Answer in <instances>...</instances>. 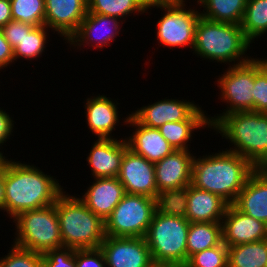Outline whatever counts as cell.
<instances>
[{"mask_svg":"<svg viewBox=\"0 0 267 267\" xmlns=\"http://www.w3.org/2000/svg\"><path fill=\"white\" fill-rule=\"evenodd\" d=\"M85 100L83 108H85V122L90 129L89 132H92V135L94 134L97 138L115 139L116 126L120 124L126 127L130 113L126 114L127 117L121 118L122 114L120 115L118 110L120 103L114 98L107 97V95L97 94L87 97ZM120 119L123 122H120Z\"/></svg>","mask_w":267,"mask_h":267,"instance_id":"obj_15","label":"cell"},{"mask_svg":"<svg viewBox=\"0 0 267 267\" xmlns=\"http://www.w3.org/2000/svg\"><path fill=\"white\" fill-rule=\"evenodd\" d=\"M221 242V222L190 223L187 235V261L195 253L208 248H213Z\"/></svg>","mask_w":267,"mask_h":267,"instance_id":"obj_26","label":"cell"},{"mask_svg":"<svg viewBox=\"0 0 267 267\" xmlns=\"http://www.w3.org/2000/svg\"><path fill=\"white\" fill-rule=\"evenodd\" d=\"M184 267H228V246L219 245L192 255Z\"/></svg>","mask_w":267,"mask_h":267,"instance_id":"obj_33","label":"cell"},{"mask_svg":"<svg viewBox=\"0 0 267 267\" xmlns=\"http://www.w3.org/2000/svg\"><path fill=\"white\" fill-rule=\"evenodd\" d=\"M88 150L86 161L93 178L117 177L125 151L129 148L125 138H96Z\"/></svg>","mask_w":267,"mask_h":267,"instance_id":"obj_18","label":"cell"},{"mask_svg":"<svg viewBox=\"0 0 267 267\" xmlns=\"http://www.w3.org/2000/svg\"><path fill=\"white\" fill-rule=\"evenodd\" d=\"M126 127H131L133 131L130 136L125 135L129 149L148 161L156 163L174 151L159 129L141 125L131 115Z\"/></svg>","mask_w":267,"mask_h":267,"instance_id":"obj_20","label":"cell"},{"mask_svg":"<svg viewBox=\"0 0 267 267\" xmlns=\"http://www.w3.org/2000/svg\"><path fill=\"white\" fill-rule=\"evenodd\" d=\"M256 168L235 152L221 149L196 156L192 165L191 185L222 197L233 204Z\"/></svg>","mask_w":267,"mask_h":267,"instance_id":"obj_2","label":"cell"},{"mask_svg":"<svg viewBox=\"0 0 267 267\" xmlns=\"http://www.w3.org/2000/svg\"><path fill=\"white\" fill-rule=\"evenodd\" d=\"M233 205L267 224V168L256 169L249 176Z\"/></svg>","mask_w":267,"mask_h":267,"instance_id":"obj_22","label":"cell"},{"mask_svg":"<svg viewBox=\"0 0 267 267\" xmlns=\"http://www.w3.org/2000/svg\"><path fill=\"white\" fill-rule=\"evenodd\" d=\"M35 26L19 21H9L1 28L4 37L14 49L18 43L28 34Z\"/></svg>","mask_w":267,"mask_h":267,"instance_id":"obj_38","label":"cell"},{"mask_svg":"<svg viewBox=\"0 0 267 267\" xmlns=\"http://www.w3.org/2000/svg\"><path fill=\"white\" fill-rule=\"evenodd\" d=\"M123 23V20L116 17L87 12L78 30L66 43L70 48L79 51L81 47L84 49L87 46L94 50H103L119 37Z\"/></svg>","mask_w":267,"mask_h":267,"instance_id":"obj_11","label":"cell"},{"mask_svg":"<svg viewBox=\"0 0 267 267\" xmlns=\"http://www.w3.org/2000/svg\"><path fill=\"white\" fill-rule=\"evenodd\" d=\"M3 154H6V153H4L2 151V149L0 148V170L4 169L7 161L10 159V158L7 157V154H6V156L3 155Z\"/></svg>","mask_w":267,"mask_h":267,"instance_id":"obj_43","label":"cell"},{"mask_svg":"<svg viewBox=\"0 0 267 267\" xmlns=\"http://www.w3.org/2000/svg\"><path fill=\"white\" fill-rule=\"evenodd\" d=\"M63 247L99 248L106 237L105 222L95 215L78 197L64 191L56 200Z\"/></svg>","mask_w":267,"mask_h":267,"instance_id":"obj_5","label":"cell"},{"mask_svg":"<svg viewBox=\"0 0 267 267\" xmlns=\"http://www.w3.org/2000/svg\"><path fill=\"white\" fill-rule=\"evenodd\" d=\"M15 234L12 244L45 254L63 247L56 205L24 211L12 220Z\"/></svg>","mask_w":267,"mask_h":267,"instance_id":"obj_7","label":"cell"},{"mask_svg":"<svg viewBox=\"0 0 267 267\" xmlns=\"http://www.w3.org/2000/svg\"><path fill=\"white\" fill-rule=\"evenodd\" d=\"M254 112L267 113V57L254 58Z\"/></svg>","mask_w":267,"mask_h":267,"instance_id":"obj_34","label":"cell"},{"mask_svg":"<svg viewBox=\"0 0 267 267\" xmlns=\"http://www.w3.org/2000/svg\"><path fill=\"white\" fill-rule=\"evenodd\" d=\"M106 267H152L154 265L145 237L106 236L100 245Z\"/></svg>","mask_w":267,"mask_h":267,"instance_id":"obj_12","label":"cell"},{"mask_svg":"<svg viewBox=\"0 0 267 267\" xmlns=\"http://www.w3.org/2000/svg\"><path fill=\"white\" fill-rule=\"evenodd\" d=\"M250 44L241 25L214 22L200 16L195 29L192 53L206 62L208 60L217 64H228L230 67L246 63L252 58L247 53L252 49L253 45Z\"/></svg>","mask_w":267,"mask_h":267,"instance_id":"obj_4","label":"cell"},{"mask_svg":"<svg viewBox=\"0 0 267 267\" xmlns=\"http://www.w3.org/2000/svg\"><path fill=\"white\" fill-rule=\"evenodd\" d=\"M12 115L9 114V112H6L0 107V148L4 149V146L6 145L7 141L11 139V136L13 134V129L15 128V121Z\"/></svg>","mask_w":267,"mask_h":267,"instance_id":"obj_39","label":"cell"},{"mask_svg":"<svg viewBox=\"0 0 267 267\" xmlns=\"http://www.w3.org/2000/svg\"><path fill=\"white\" fill-rule=\"evenodd\" d=\"M42 267H76L75 250L61 247L42 254Z\"/></svg>","mask_w":267,"mask_h":267,"instance_id":"obj_36","label":"cell"},{"mask_svg":"<svg viewBox=\"0 0 267 267\" xmlns=\"http://www.w3.org/2000/svg\"><path fill=\"white\" fill-rule=\"evenodd\" d=\"M188 1L155 3L147 5L146 13L152 9H161V17L156 22L155 37L158 46L175 48H189L192 52L195 42V29L200 18L199 8L186 5ZM188 8H187V7ZM192 8V9H191ZM195 8V9H194ZM198 8V10H197Z\"/></svg>","mask_w":267,"mask_h":267,"instance_id":"obj_8","label":"cell"},{"mask_svg":"<svg viewBox=\"0 0 267 267\" xmlns=\"http://www.w3.org/2000/svg\"><path fill=\"white\" fill-rule=\"evenodd\" d=\"M211 130L227 140L226 150L244 157L256 169L267 168V113L245 111L223 115Z\"/></svg>","mask_w":267,"mask_h":267,"instance_id":"obj_3","label":"cell"},{"mask_svg":"<svg viewBox=\"0 0 267 267\" xmlns=\"http://www.w3.org/2000/svg\"><path fill=\"white\" fill-rule=\"evenodd\" d=\"M75 259L76 267H106L105 257L100 247L75 250Z\"/></svg>","mask_w":267,"mask_h":267,"instance_id":"obj_37","label":"cell"},{"mask_svg":"<svg viewBox=\"0 0 267 267\" xmlns=\"http://www.w3.org/2000/svg\"><path fill=\"white\" fill-rule=\"evenodd\" d=\"M229 203L217 194L188 186L186 219L195 222H222Z\"/></svg>","mask_w":267,"mask_h":267,"instance_id":"obj_23","label":"cell"},{"mask_svg":"<svg viewBox=\"0 0 267 267\" xmlns=\"http://www.w3.org/2000/svg\"><path fill=\"white\" fill-rule=\"evenodd\" d=\"M12 21L10 0H0V28Z\"/></svg>","mask_w":267,"mask_h":267,"instance_id":"obj_41","label":"cell"},{"mask_svg":"<svg viewBox=\"0 0 267 267\" xmlns=\"http://www.w3.org/2000/svg\"><path fill=\"white\" fill-rule=\"evenodd\" d=\"M155 201L157 213L186 218L188 186L158 192Z\"/></svg>","mask_w":267,"mask_h":267,"instance_id":"obj_31","label":"cell"},{"mask_svg":"<svg viewBox=\"0 0 267 267\" xmlns=\"http://www.w3.org/2000/svg\"><path fill=\"white\" fill-rule=\"evenodd\" d=\"M14 51L12 46L4 37V34L0 28V71L2 69L6 71V68L12 66L14 64Z\"/></svg>","mask_w":267,"mask_h":267,"instance_id":"obj_40","label":"cell"},{"mask_svg":"<svg viewBox=\"0 0 267 267\" xmlns=\"http://www.w3.org/2000/svg\"><path fill=\"white\" fill-rule=\"evenodd\" d=\"M205 112L206 110L204 111L201 106L188 120L165 123L159 128V131L174 150L192 151L190 146L196 135L195 132L202 128L211 129L208 113Z\"/></svg>","mask_w":267,"mask_h":267,"instance_id":"obj_24","label":"cell"},{"mask_svg":"<svg viewBox=\"0 0 267 267\" xmlns=\"http://www.w3.org/2000/svg\"><path fill=\"white\" fill-rule=\"evenodd\" d=\"M194 157L193 151L174 150L162 160L154 163L157 193L166 189L189 186L192 180Z\"/></svg>","mask_w":267,"mask_h":267,"instance_id":"obj_19","label":"cell"},{"mask_svg":"<svg viewBox=\"0 0 267 267\" xmlns=\"http://www.w3.org/2000/svg\"><path fill=\"white\" fill-rule=\"evenodd\" d=\"M26 163L10 158L4 167L5 215L12 220L24 211L55 204L65 191L56 176Z\"/></svg>","mask_w":267,"mask_h":267,"instance_id":"obj_1","label":"cell"},{"mask_svg":"<svg viewBox=\"0 0 267 267\" xmlns=\"http://www.w3.org/2000/svg\"><path fill=\"white\" fill-rule=\"evenodd\" d=\"M117 178L127 194L144 195L153 199L157 196L154 163L129 148L123 155Z\"/></svg>","mask_w":267,"mask_h":267,"instance_id":"obj_14","label":"cell"},{"mask_svg":"<svg viewBox=\"0 0 267 267\" xmlns=\"http://www.w3.org/2000/svg\"><path fill=\"white\" fill-rule=\"evenodd\" d=\"M244 36L251 43L267 34V0H247L241 22Z\"/></svg>","mask_w":267,"mask_h":267,"instance_id":"obj_29","label":"cell"},{"mask_svg":"<svg viewBox=\"0 0 267 267\" xmlns=\"http://www.w3.org/2000/svg\"><path fill=\"white\" fill-rule=\"evenodd\" d=\"M155 212V199L126 193L105 219V234L112 237H145Z\"/></svg>","mask_w":267,"mask_h":267,"instance_id":"obj_10","label":"cell"},{"mask_svg":"<svg viewBox=\"0 0 267 267\" xmlns=\"http://www.w3.org/2000/svg\"><path fill=\"white\" fill-rule=\"evenodd\" d=\"M85 191L82 196L78 194V198L104 221L126 194L117 177L94 178Z\"/></svg>","mask_w":267,"mask_h":267,"instance_id":"obj_21","label":"cell"},{"mask_svg":"<svg viewBox=\"0 0 267 267\" xmlns=\"http://www.w3.org/2000/svg\"><path fill=\"white\" fill-rule=\"evenodd\" d=\"M228 267H267V239L228 247Z\"/></svg>","mask_w":267,"mask_h":267,"instance_id":"obj_27","label":"cell"},{"mask_svg":"<svg viewBox=\"0 0 267 267\" xmlns=\"http://www.w3.org/2000/svg\"><path fill=\"white\" fill-rule=\"evenodd\" d=\"M195 3L200 7V16L207 20L241 25L247 0H197Z\"/></svg>","mask_w":267,"mask_h":267,"instance_id":"obj_25","label":"cell"},{"mask_svg":"<svg viewBox=\"0 0 267 267\" xmlns=\"http://www.w3.org/2000/svg\"><path fill=\"white\" fill-rule=\"evenodd\" d=\"M200 107L194 100L166 97L130 111V115L141 125L159 129L165 123L188 120Z\"/></svg>","mask_w":267,"mask_h":267,"instance_id":"obj_13","label":"cell"},{"mask_svg":"<svg viewBox=\"0 0 267 267\" xmlns=\"http://www.w3.org/2000/svg\"><path fill=\"white\" fill-rule=\"evenodd\" d=\"M146 10L145 0H88V12L116 17L125 23L130 15L139 16Z\"/></svg>","mask_w":267,"mask_h":267,"instance_id":"obj_28","label":"cell"},{"mask_svg":"<svg viewBox=\"0 0 267 267\" xmlns=\"http://www.w3.org/2000/svg\"><path fill=\"white\" fill-rule=\"evenodd\" d=\"M152 267H171V266H166V265H153Z\"/></svg>","mask_w":267,"mask_h":267,"instance_id":"obj_45","label":"cell"},{"mask_svg":"<svg viewBox=\"0 0 267 267\" xmlns=\"http://www.w3.org/2000/svg\"><path fill=\"white\" fill-rule=\"evenodd\" d=\"M222 242L228 247L267 239V224L229 204L222 219Z\"/></svg>","mask_w":267,"mask_h":267,"instance_id":"obj_17","label":"cell"},{"mask_svg":"<svg viewBox=\"0 0 267 267\" xmlns=\"http://www.w3.org/2000/svg\"><path fill=\"white\" fill-rule=\"evenodd\" d=\"M186 0H147V5L155 4V3H169V2H182Z\"/></svg>","mask_w":267,"mask_h":267,"instance_id":"obj_44","label":"cell"},{"mask_svg":"<svg viewBox=\"0 0 267 267\" xmlns=\"http://www.w3.org/2000/svg\"><path fill=\"white\" fill-rule=\"evenodd\" d=\"M216 77L218 99L226 104V109L223 112L219 110L221 113L213 117L207 115L211 127L223 115L254 111V57L246 63L227 67L223 74Z\"/></svg>","mask_w":267,"mask_h":267,"instance_id":"obj_9","label":"cell"},{"mask_svg":"<svg viewBox=\"0 0 267 267\" xmlns=\"http://www.w3.org/2000/svg\"><path fill=\"white\" fill-rule=\"evenodd\" d=\"M50 29L45 25L34 27L13 49L14 60L19 59L32 62V60H40L47 51L46 47L50 42ZM49 39V40H48ZM43 54V55H42ZM18 59V60H17Z\"/></svg>","mask_w":267,"mask_h":267,"instance_id":"obj_30","label":"cell"},{"mask_svg":"<svg viewBox=\"0 0 267 267\" xmlns=\"http://www.w3.org/2000/svg\"><path fill=\"white\" fill-rule=\"evenodd\" d=\"M7 254L0 257V267H42V254L11 244Z\"/></svg>","mask_w":267,"mask_h":267,"instance_id":"obj_35","label":"cell"},{"mask_svg":"<svg viewBox=\"0 0 267 267\" xmlns=\"http://www.w3.org/2000/svg\"><path fill=\"white\" fill-rule=\"evenodd\" d=\"M189 225L186 218L154 213L145 236L154 265H186Z\"/></svg>","mask_w":267,"mask_h":267,"instance_id":"obj_6","label":"cell"},{"mask_svg":"<svg viewBox=\"0 0 267 267\" xmlns=\"http://www.w3.org/2000/svg\"><path fill=\"white\" fill-rule=\"evenodd\" d=\"M88 12V0H45L44 25L66 43Z\"/></svg>","mask_w":267,"mask_h":267,"instance_id":"obj_16","label":"cell"},{"mask_svg":"<svg viewBox=\"0 0 267 267\" xmlns=\"http://www.w3.org/2000/svg\"><path fill=\"white\" fill-rule=\"evenodd\" d=\"M12 20L30 24L44 25L45 0H10Z\"/></svg>","mask_w":267,"mask_h":267,"instance_id":"obj_32","label":"cell"},{"mask_svg":"<svg viewBox=\"0 0 267 267\" xmlns=\"http://www.w3.org/2000/svg\"><path fill=\"white\" fill-rule=\"evenodd\" d=\"M5 212L4 169L0 170V212Z\"/></svg>","mask_w":267,"mask_h":267,"instance_id":"obj_42","label":"cell"}]
</instances>
